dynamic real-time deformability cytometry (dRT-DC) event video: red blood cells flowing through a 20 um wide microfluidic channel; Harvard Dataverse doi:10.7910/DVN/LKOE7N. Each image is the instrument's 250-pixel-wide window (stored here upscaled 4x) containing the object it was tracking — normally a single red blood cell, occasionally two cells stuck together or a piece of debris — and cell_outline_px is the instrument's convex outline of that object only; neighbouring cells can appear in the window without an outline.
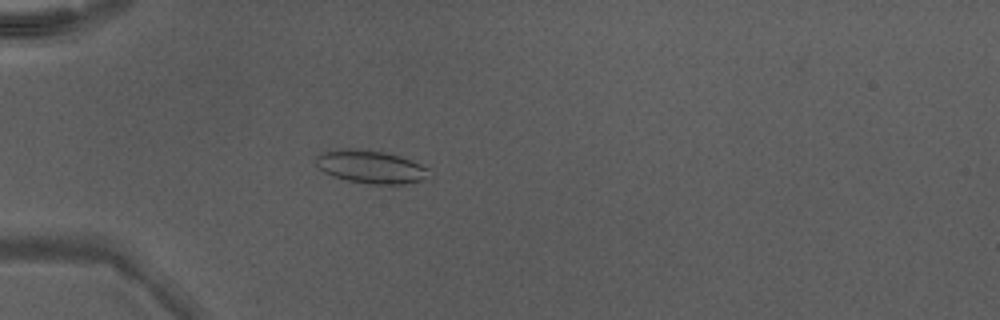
{"species": "Egyptian fruit bat (a non-hibernating species)", "species_latin": "Rousettus aegyptiacus", "temperature_condition": "warm", "stored_images_in_passage": 50, "camera_frame_rate_fps": 3000, "um_per_image_px": 0.085, "animal": {"sex": "male"}, "frame": {"image": 1, "passage_image": 17, "time_ms": 5.333, "image_size_px": [1000, 320], "cell_outline_px": [[432, 180], [404, 184], [368, 184], [348, 180], [324, 172], [312, 160], [316, 156], [324, 152], [344, 148], [360, 148], [384, 152], [400, 156], [412, 160], [428, 168], [432, 176]], "centroid_in_image_um": [31.59, 14.18], "position_along_channel_um": 53.4, "area_um2": 22.2}}
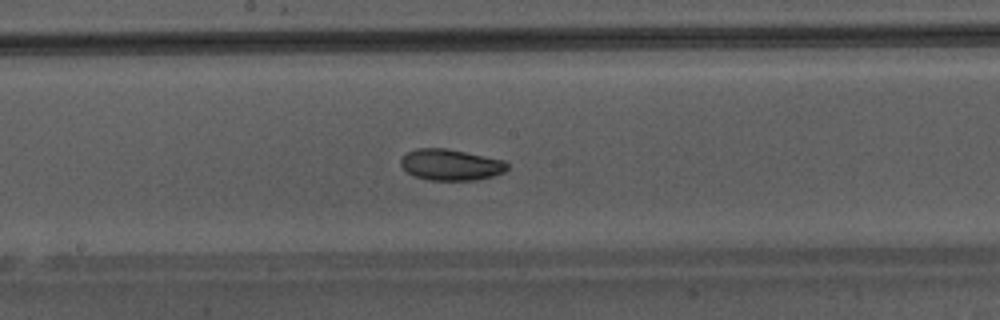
{"frame": {"image": 2, "passage_image": 29, "time_ms": 9.333, "image_size_px": [1000, 320], "cell_outline_px": [[508, 168], [504, 172], [492, 176], [476, 180], [428, 180], [416, 176], [408, 172], [400, 164], [400, 160], [408, 152], [416, 148], [448, 148], [504, 160], [508, 164]], "centroid_in_image_um": [38.33, 14.0], "position_along_channel_um": 209.9, "area_um2": 19.31}}
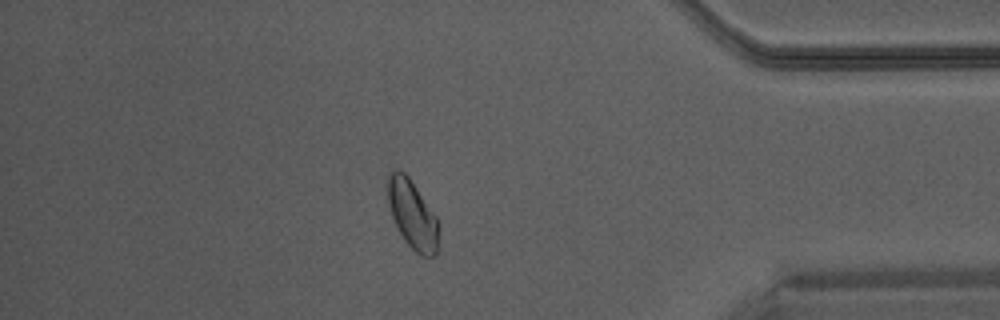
{"frame": {"image": 3, "passage_image": 44, "time_ms": 14.333, "image_size_px": [1000, 320], "cell_outline_px": [[440, 224], [436, 256], [420, 256], [404, 240], [392, 216], [388, 200], [388, 176], [396, 168], [404, 172], [408, 176], [436, 216]], "centroid_in_image_um": [35.09, 18.25], "position_along_channel_um": 400.1, "area_um2": 20.17}}